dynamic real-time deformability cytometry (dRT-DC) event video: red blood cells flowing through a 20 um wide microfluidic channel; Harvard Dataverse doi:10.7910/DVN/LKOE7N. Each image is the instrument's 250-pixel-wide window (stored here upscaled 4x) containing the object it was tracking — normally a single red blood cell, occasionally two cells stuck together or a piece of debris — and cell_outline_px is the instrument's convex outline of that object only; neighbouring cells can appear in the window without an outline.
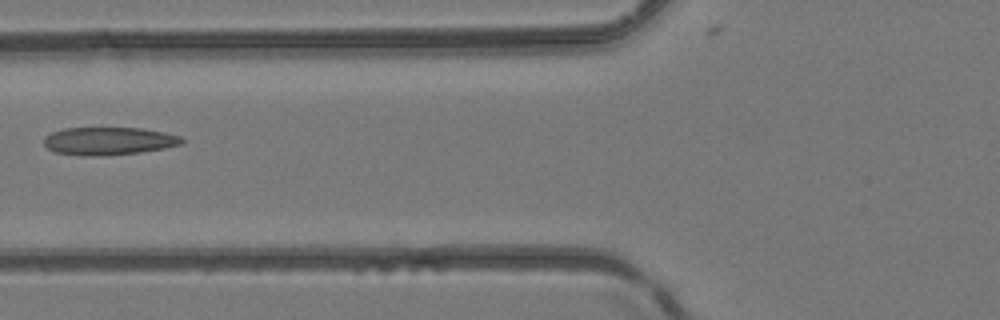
{"species": "common noctule bat (a hibernating species)", "species_latin": "Nyctalus noctula", "temperature_condition": "room temperature", "stored_images_in_passage": 5, "camera_frame_rate_fps": 3000, "um_per_image_px": 0.085, "animal": {"sex": "female", "body_mass_g": 24.6, "forearm_length_mm": 56.2}, "frame": {"image": 1, "passage_image": 4, "time_ms": 1.0, "image_size_px": [1000, 320], "cell_outline_px": [[184, 140], [180, 144], [164, 148], [140, 152], [104, 156], [80, 156], [56, 152], [48, 148], [44, 144], [44, 136], [52, 132], [64, 128], [140, 128], [164, 132], [180, 136]], "centroid_in_image_um": [9.21, 11.99], "position_along_channel_um": 116.6, "area_um2": 22.37}}